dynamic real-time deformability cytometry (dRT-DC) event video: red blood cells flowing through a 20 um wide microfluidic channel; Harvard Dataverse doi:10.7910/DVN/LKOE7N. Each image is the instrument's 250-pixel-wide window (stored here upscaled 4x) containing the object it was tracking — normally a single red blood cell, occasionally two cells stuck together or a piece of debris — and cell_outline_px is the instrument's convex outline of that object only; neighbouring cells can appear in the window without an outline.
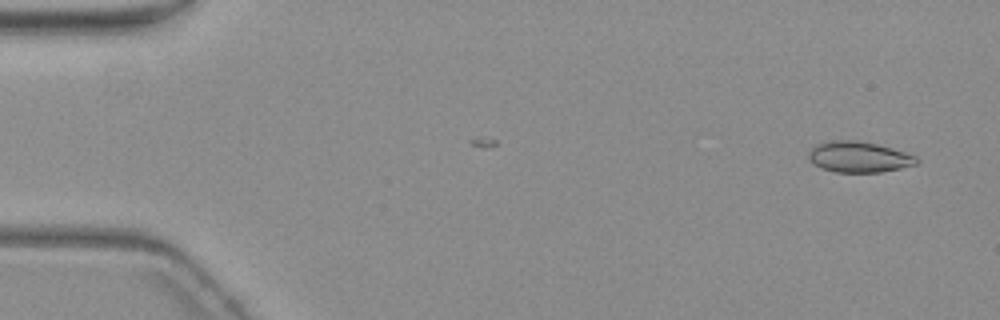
{"species": "common noctule bat (a hibernating species)", "species_latin": "Nyctalus noctula", "temperature_condition": "warm", "stored_images_in_passage": 2, "camera_frame_rate_fps": 3000, "um_per_image_px": 0.085, "animal": {"sex": "female", "body_mass_g": 19.3, "forearm_length_mm": 54.1}, "frame": {"image": 1, "passage_image": 2, "time_ms": 1.333, "image_size_px": [1000, 320], "cell_outline_px": [[920, 160], [916, 164], [900, 168], [880, 172], [836, 172], [824, 168], [808, 160], [808, 152], [816, 144], [828, 140], [856, 140], [876, 144], [892, 148], [916, 156]], "centroid_in_image_um": [72.99, 13.33], "position_along_channel_um": 12.0, "area_um2": 19.31}}